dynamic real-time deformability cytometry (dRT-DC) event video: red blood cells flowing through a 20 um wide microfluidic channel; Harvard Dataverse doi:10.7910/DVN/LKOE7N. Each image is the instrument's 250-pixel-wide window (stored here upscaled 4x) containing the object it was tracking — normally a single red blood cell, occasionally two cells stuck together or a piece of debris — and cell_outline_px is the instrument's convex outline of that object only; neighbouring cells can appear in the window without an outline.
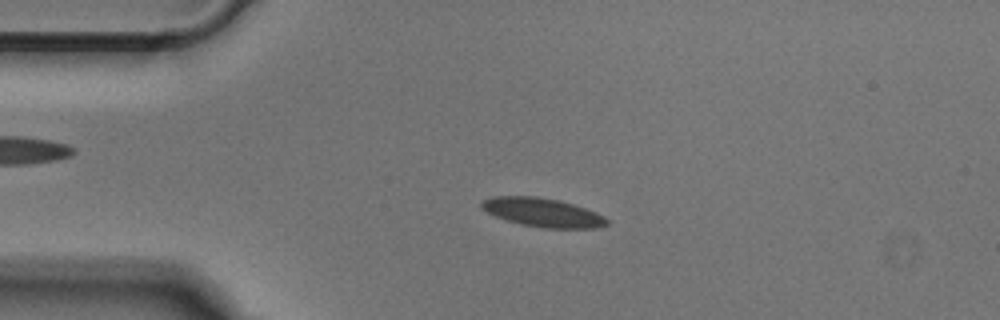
{"species": "Egyptian fruit bat (a non-hibernating species)", "species_latin": "Rousettus aegyptiacus", "temperature_condition": "cold", "stored_images_in_passage": 52, "camera_frame_rate_fps": 3000, "um_per_image_px": 0.085, "animal": {"sex": "male"}, "frame": {"image": 1, "passage_image": 12, "time_ms": 3.667, "image_size_px": [1000, 320], "cell_outline_px": [[608, 224], [592, 228], [544, 228], [520, 224], [496, 216], [480, 208], [480, 204], [484, 200], [492, 196], [536, 196], [560, 200], [596, 212], [604, 216], [608, 220]], "centroid_in_image_um": [46.11, 18.05], "position_along_channel_um": 38.9, "area_um2": 20.87}}
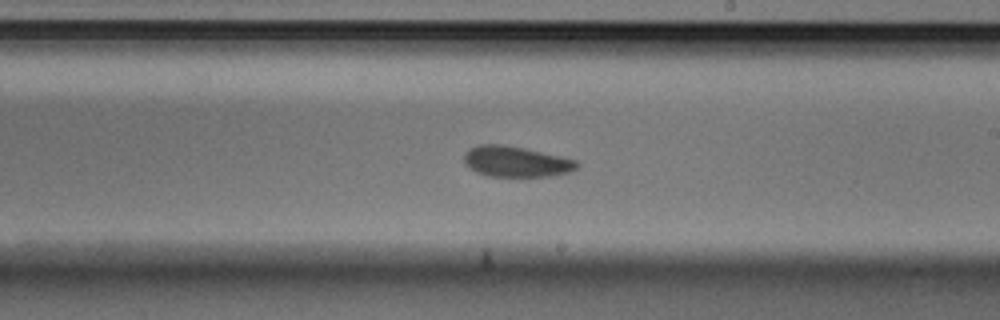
{"frame": {"image": 2, "passage_image": 30, "time_ms": 9.667, "image_size_px": [1000, 320], "cell_outline_px": [[580, 164], [576, 168], [568, 172], [552, 176], [488, 176], [476, 172], [464, 164], [464, 156], [472, 148], [480, 144], [500, 144], [524, 148], [560, 156], [576, 160]], "centroid_in_image_um": [43.87, 13.74], "position_along_channel_um": 245.1, "area_um2": 19.94}}
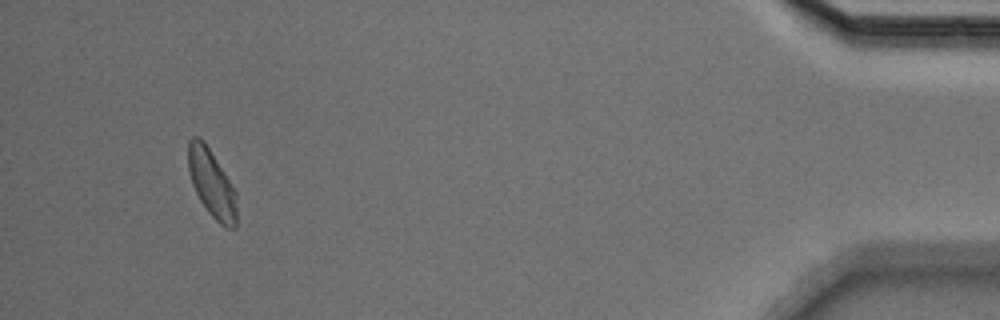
{"frame": {"image": 3, "passage_image": 49, "time_ms": 16.0, "image_size_px": [1000, 320], "cell_outline_px": [[236, 228], [228, 228], [220, 224], [208, 212], [200, 200], [192, 184], [188, 168], [188, 140], [192, 136], [200, 136], [204, 140], [236, 192]], "centroid_in_image_um": [17.98, 15.57], "position_along_channel_um": 417.2, "area_um2": 19.02}}